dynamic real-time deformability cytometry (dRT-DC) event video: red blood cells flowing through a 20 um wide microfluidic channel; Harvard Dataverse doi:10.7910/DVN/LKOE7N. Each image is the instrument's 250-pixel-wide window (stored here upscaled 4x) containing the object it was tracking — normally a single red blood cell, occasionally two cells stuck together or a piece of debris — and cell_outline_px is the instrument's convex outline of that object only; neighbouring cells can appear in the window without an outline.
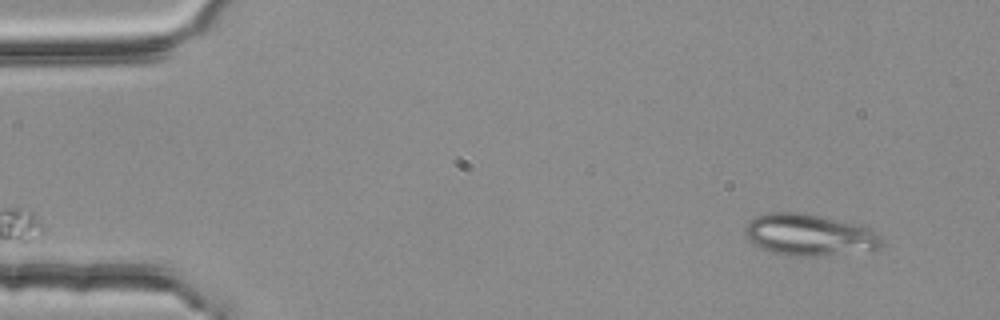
{"species": "common noctule bat (a hibernating species)", "species_latin": "Nyctalus noctula", "temperature_condition": "room temperature", "stored_images_in_passage": 4, "camera_frame_rate_fps": 3000, "um_per_image_px": 0.085, "animal": {"sex": "female", "body_mass_g": 25.1}, "frame": {"image": 1, "passage_image": 1, "time_ms": 0.0, "image_size_px": [1000, 320], "cell_outline_px": [[884, 240], [880, 248], [876, 252], [824, 256], [804, 256], [772, 252], [752, 244], [744, 232], [744, 228], [748, 220], [756, 216], [768, 212], [804, 212], [860, 224], [872, 228]], "centroid_in_image_um": [68.89, 19.97], "position_along_channel_um": 16.1, "area_um2": 34.16}}